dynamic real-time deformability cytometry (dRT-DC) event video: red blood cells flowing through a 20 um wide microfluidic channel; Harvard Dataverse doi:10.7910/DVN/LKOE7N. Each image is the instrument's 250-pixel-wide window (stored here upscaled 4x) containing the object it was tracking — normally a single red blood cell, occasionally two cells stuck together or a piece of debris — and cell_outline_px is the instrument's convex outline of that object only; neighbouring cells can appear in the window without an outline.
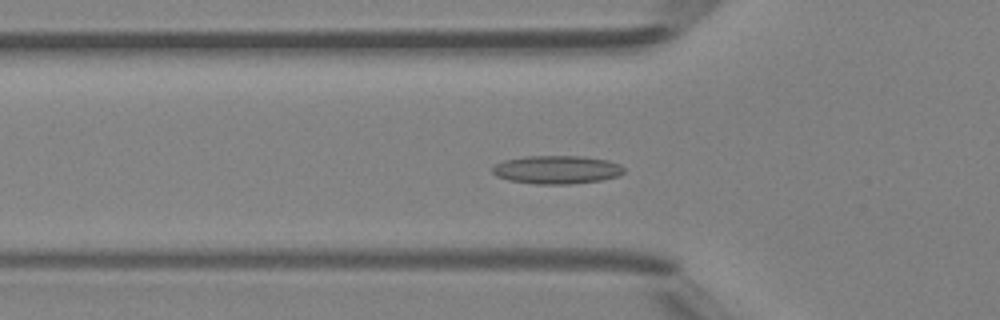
{"species": "Egyptian fruit bat (a non-hibernating species)", "species_latin": "Rousettus aegyptiacus", "temperature_condition": "room temperature", "stored_images_in_passage": 49, "segment_of_instrument_passage": [1, 2], "camera_frame_rate_fps": 3000, "um_per_image_px": 0.085, "animal": {"sex": "female"}, "frame": {"image": 1, "passage_image": 16, "time_ms": 5.0, "image_size_px": [1000, 320], "cell_outline_px": [[624, 172], [620, 176], [600, 180], [572, 184], [536, 184], [508, 180], [496, 176], [492, 172], [492, 164], [504, 160], [524, 156], [580, 156], [608, 160], [620, 164], [624, 168]], "centroid_in_image_um": [47.3, 14.42], "position_along_channel_um": 78.5, "area_um2": 21.91}}
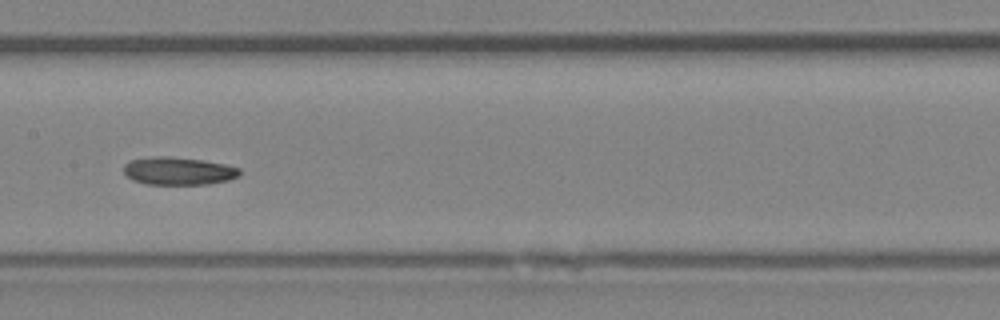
{"frame": {"image": 2, "passage_image": 24, "time_ms": 7.667, "image_size_px": [1000, 320], "cell_outline_px": [[240, 176], [228, 180], [208, 184], [144, 184], [132, 180], [124, 172], [124, 164], [132, 160], [152, 156], [172, 156], [200, 160], [224, 164], [240, 168]], "centroid_in_image_um": [15.16, 14.53], "position_along_channel_um": 192.2, "area_um2": 18.79}}
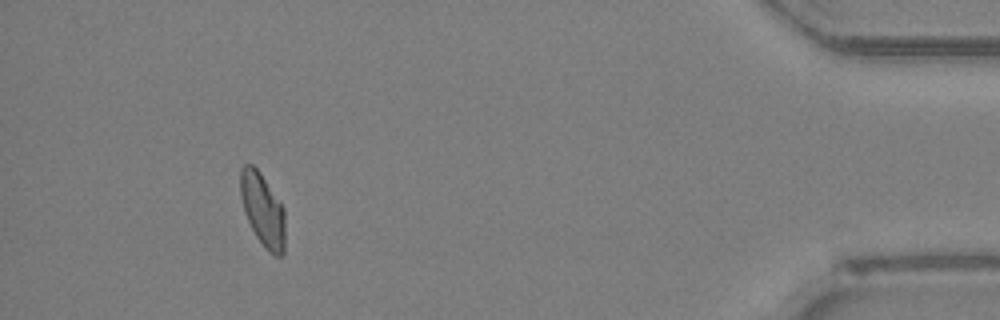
{"frame": {"image": 3, "passage_image": 44, "time_ms": 14.333, "image_size_px": [1000, 320], "cell_outline_px": [[284, 252], [280, 256], [276, 256], [268, 252], [264, 248], [256, 236], [244, 212], [240, 196], [240, 168], [244, 164], [252, 164], [260, 172], [280, 200], [284, 208]], "centroid_in_image_um": [22.32, 17.81], "position_along_channel_um": 412.9, "area_um2": 19.19}}